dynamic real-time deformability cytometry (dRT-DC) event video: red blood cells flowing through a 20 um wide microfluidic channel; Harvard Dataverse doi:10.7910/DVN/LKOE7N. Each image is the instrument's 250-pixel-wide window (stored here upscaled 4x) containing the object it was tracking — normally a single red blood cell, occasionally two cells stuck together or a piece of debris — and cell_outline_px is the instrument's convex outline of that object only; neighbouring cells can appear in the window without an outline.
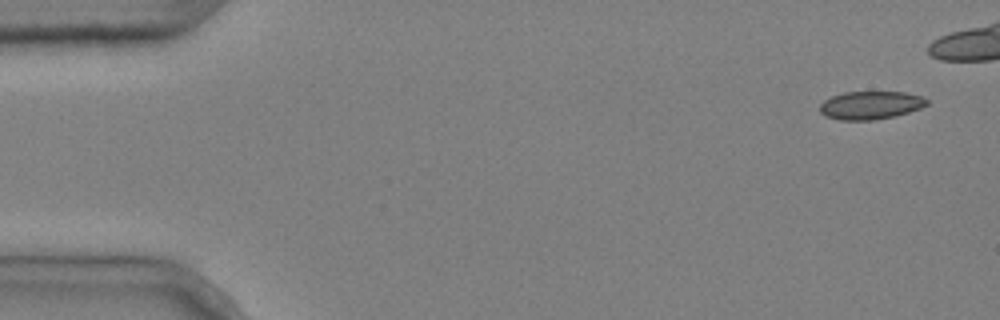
{"species": "common noctule bat (a hibernating species)", "species_latin": "Nyctalus noctula", "temperature_condition": "cold", "stored_images_in_passage": 9, "camera_frame_rate_fps": 3000, "um_per_image_px": 0.085, "animal": {"sex": "male", "body_mass_g": 20.4}, "frame": {"image": 1, "passage_image": 1, "time_ms": 0.0, "image_size_px": [1000, 320], "cell_outline_px": [[928, 104], [920, 108], [896, 116], [872, 120], [840, 120], [824, 116], [820, 112], [820, 104], [824, 100], [832, 96], [844, 92], [904, 92], [924, 96], [928, 100]], "centroid_in_image_um": [74.0, 8.94], "position_along_channel_um": 11.0, "area_um2": 17.63}}
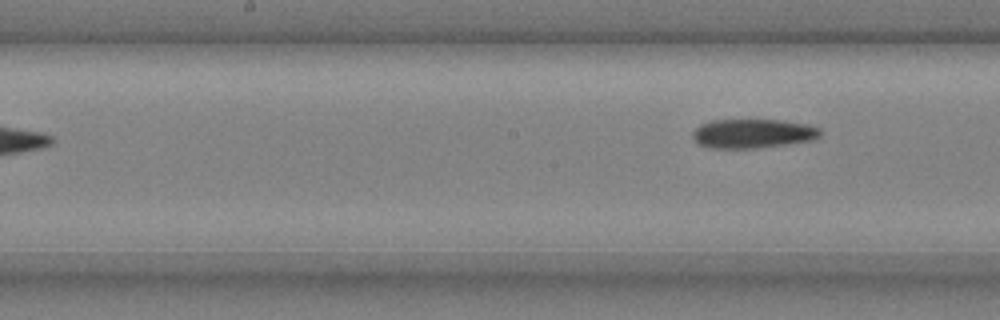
{"frame": {"image": 2, "passage_image": 9, "time_ms": 2.667, "image_size_px": [1000, 320], "cell_outline_px": [[820, 136], [812, 140], [788, 144], [756, 148], [712, 148], [700, 144], [692, 136], [692, 132], [700, 124], [712, 120], [784, 120], [808, 124], [820, 128]], "centroid_in_image_um": [64.01, 11.34], "position_along_channel_um": 184.2, "area_um2": 21.68}}